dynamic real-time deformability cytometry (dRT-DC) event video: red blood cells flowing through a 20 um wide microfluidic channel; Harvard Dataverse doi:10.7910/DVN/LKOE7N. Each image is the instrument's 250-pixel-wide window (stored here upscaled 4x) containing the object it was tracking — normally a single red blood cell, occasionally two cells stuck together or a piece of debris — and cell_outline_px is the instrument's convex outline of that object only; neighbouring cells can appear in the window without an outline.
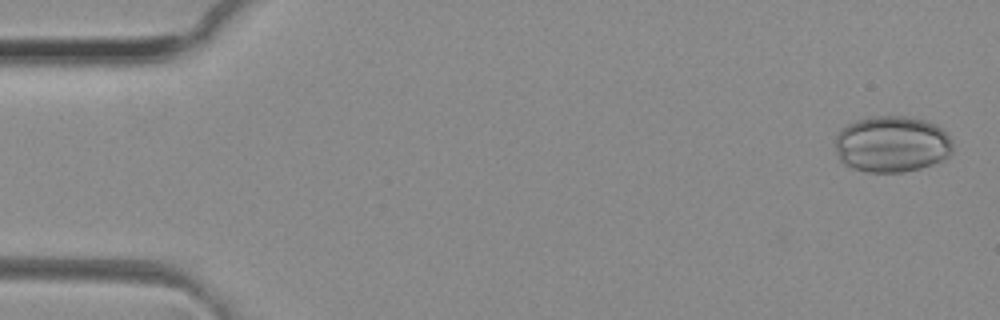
{"species": "common noctule bat (a hibernating species)", "species_latin": "Nyctalus noctula", "temperature_condition": "room temperature", "stored_images_in_passage": 50, "camera_frame_rate_fps": 3000, "um_per_image_px": 0.085, "animal": {"sex": "female", "body_mass_g": 29.2, "forearm_length_mm": 56.3}, "frame": {"image": 1, "passage_image": 2, "time_ms": 0.333, "image_size_px": [1000, 320], "cell_outline_px": [[952, 152], [948, 156], [932, 164], [920, 168], [904, 172], [864, 172], [852, 168], [844, 164], [840, 160], [836, 152], [836, 136], [840, 128], [844, 124], [856, 120], [872, 116], [904, 116], [924, 120], [940, 128], [952, 140]], "centroid_in_image_um": [75.76, 12.25], "position_along_channel_um": 9.2, "area_um2": 38.73}}
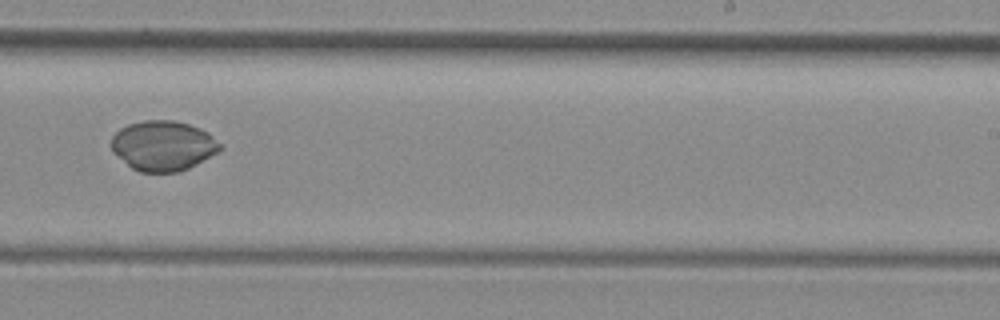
{"frame": {"image": 2, "passage_image": 31, "time_ms": 10.0, "image_size_px": [1000, 320], "cell_outline_px": [[224, 148], [196, 164], [180, 172], [140, 172], [132, 168], [112, 152], [112, 136], [120, 128], [128, 124], [144, 120], [172, 120], [188, 124], [200, 128], [208, 132], [224, 144]], "centroid_in_image_um": [13.89, 12.38], "position_along_channel_um": 275.1, "area_um2": 31.85}}
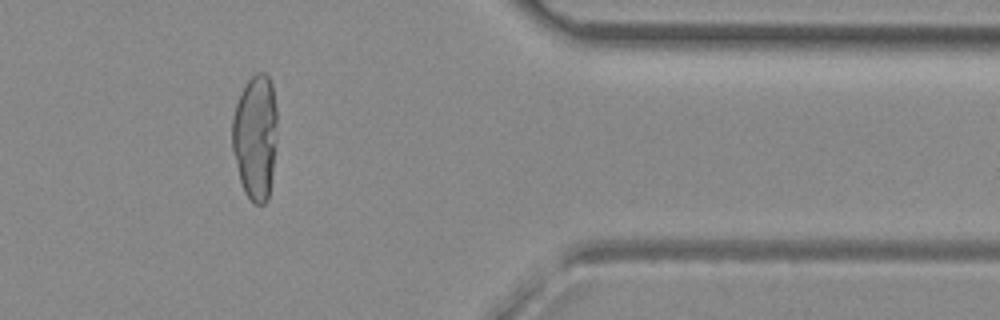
{"frame": {"image": 3, "passage_image": 41, "time_ms": 13.333, "image_size_px": [1000, 320], "cell_outline_px": [[276, 140], [272, 172], [268, 200], [264, 204], [256, 204], [244, 192], [240, 180], [232, 148], [232, 116], [236, 104], [248, 80], [256, 72], [264, 72], [268, 76], [272, 84], [276, 108]], "centroid_in_image_um": [21.7, 11.63], "position_along_channel_um": 389.7, "area_um2": 32.6}}